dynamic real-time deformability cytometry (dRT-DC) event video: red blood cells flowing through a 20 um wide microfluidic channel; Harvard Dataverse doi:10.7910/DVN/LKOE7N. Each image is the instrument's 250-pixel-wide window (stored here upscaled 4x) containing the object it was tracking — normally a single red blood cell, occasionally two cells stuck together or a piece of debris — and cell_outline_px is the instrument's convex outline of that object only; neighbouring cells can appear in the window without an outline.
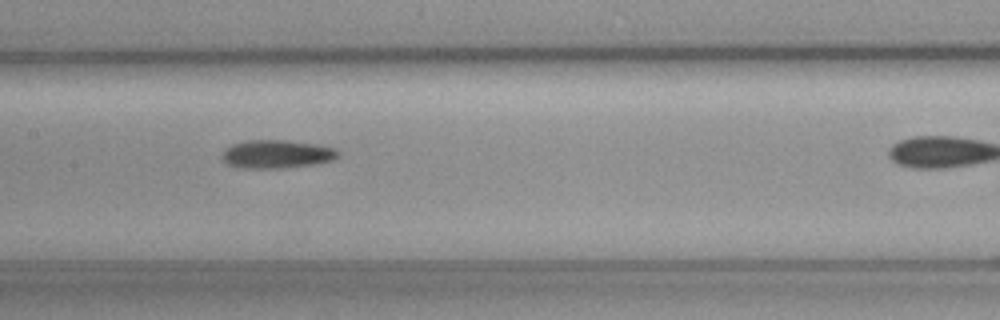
{"species": "common noctule bat (a hibernating species)", "species_latin": "Nyctalus noctula", "temperature_condition": "cold", "stored_images_in_passage": 27, "camera_frame_rate_fps": 3000, "um_per_image_px": 0.085, "animal": {"sex": "female", "body_mass_g": 19.3, "forearm_length_mm": 54.1}, "frame": {"image": 1, "passage_image": 20, "time_ms": 6.333, "image_size_px": [1000, 320], "cell_outline_px": [[340, 156], [332, 160], [312, 164], [284, 168], [240, 168], [228, 164], [220, 156], [224, 148], [232, 144], [248, 140], [288, 140], [316, 144], [336, 148], [340, 152]], "centroid_in_image_um": [23.51, 13.09], "position_along_channel_um": 183.9, "area_um2": 19.31}}